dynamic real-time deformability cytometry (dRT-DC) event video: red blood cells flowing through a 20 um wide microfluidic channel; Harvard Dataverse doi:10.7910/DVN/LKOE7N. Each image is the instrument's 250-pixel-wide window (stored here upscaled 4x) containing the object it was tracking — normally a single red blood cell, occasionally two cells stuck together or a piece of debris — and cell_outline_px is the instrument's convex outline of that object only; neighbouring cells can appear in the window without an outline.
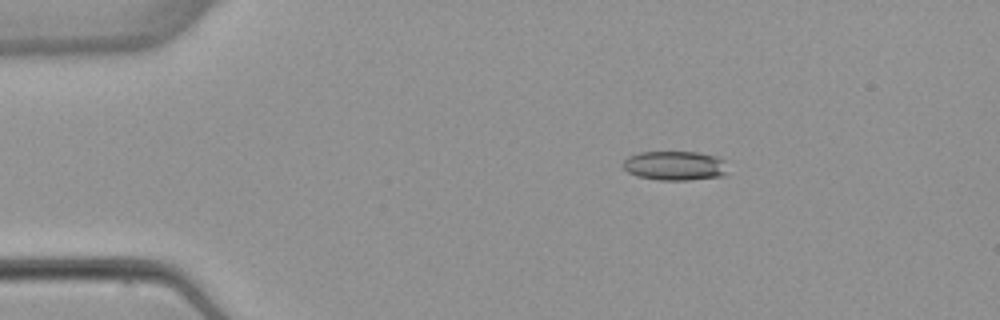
{"species": "common noctule bat (a hibernating species)", "species_latin": "Nyctalus noctula", "temperature_condition": "warm", "stored_images_in_passage": 4, "camera_frame_rate_fps": 3000, "um_per_image_px": 0.085, "animal": {"sex": "female", "body_mass_g": 22.7, "forearm_length_mm": 54.2}, "frame": {"image": 1, "passage_image": 1, "time_ms": 0.0, "image_size_px": [1000, 320], "cell_outline_px": [[728, 172], [724, 176], [688, 180], [660, 180], [636, 176], [628, 172], [624, 168], [624, 160], [628, 156], [640, 152], [696, 152], [716, 156], [724, 160]], "centroid_in_image_um": [57.39, 14.09], "position_along_channel_um": 27.6, "area_um2": 17.98}}
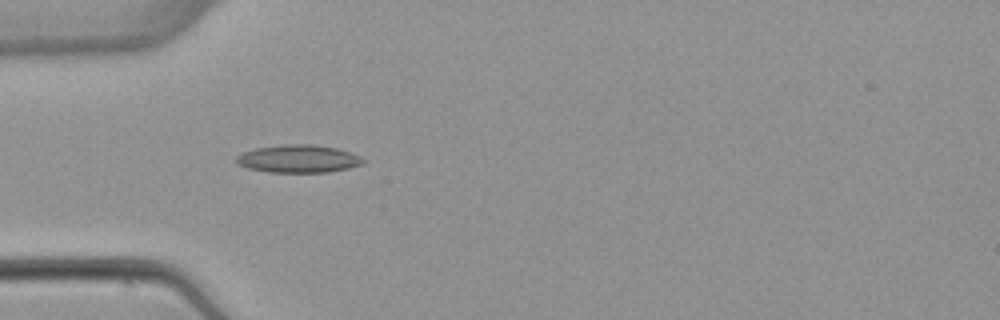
{"frame": {"image": 2, "passage_image": 3, "time_ms": 2.333, "image_size_px": [1000, 320], "cell_outline_px": [[368, 160], [364, 164], [348, 168], [328, 172], [268, 172], [248, 168], [236, 164], [236, 156], [244, 152], [256, 148], [288, 144], [312, 144], [336, 148], [360, 156]], "centroid_in_image_um": [25.38, 13.5], "position_along_channel_um": 59.6, "area_um2": 20.52}}
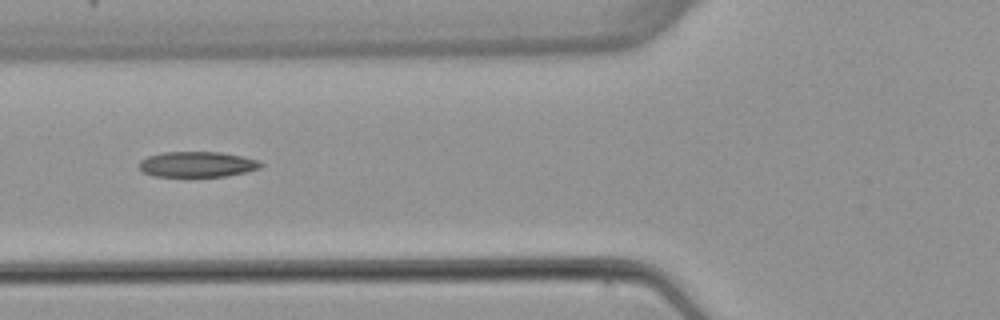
{"frame": {"image": 3, "passage_image": 4, "time_ms": 3.667, "image_size_px": [1000, 320], "cell_outline_px": [[264, 164], [260, 168], [244, 172], [224, 176], [152, 176], [144, 172], [140, 168], [140, 160], [148, 156], [164, 152], [220, 152], [260, 160]], "centroid_in_image_um": [16.77, 13.96], "position_along_channel_um": 109.0, "area_um2": 17.92}}